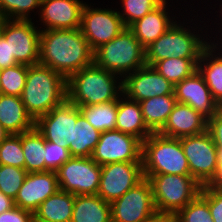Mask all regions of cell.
<instances>
[{"label": "cell", "mask_w": 222, "mask_h": 222, "mask_svg": "<svg viewBox=\"0 0 222 222\" xmlns=\"http://www.w3.org/2000/svg\"><path fill=\"white\" fill-rule=\"evenodd\" d=\"M184 25V18L183 22L176 21L162 36L145 48L146 65L153 66L157 61L170 57L200 59L202 51L210 43L212 36L208 39L207 34L200 35L198 25L193 29L192 26L190 29L189 26Z\"/></svg>", "instance_id": "obj_4"}, {"label": "cell", "mask_w": 222, "mask_h": 222, "mask_svg": "<svg viewBox=\"0 0 222 222\" xmlns=\"http://www.w3.org/2000/svg\"><path fill=\"white\" fill-rule=\"evenodd\" d=\"M208 186L222 190V176H215Z\"/></svg>", "instance_id": "obj_45"}, {"label": "cell", "mask_w": 222, "mask_h": 222, "mask_svg": "<svg viewBox=\"0 0 222 222\" xmlns=\"http://www.w3.org/2000/svg\"><path fill=\"white\" fill-rule=\"evenodd\" d=\"M58 190L56 171L27 173L14 204L34 213L43 201Z\"/></svg>", "instance_id": "obj_18"}, {"label": "cell", "mask_w": 222, "mask_h": 222, "mask_svg": "<svg viewBox=\"0 0 222 222\" xmlns=\"http://www.w3.org/2000/svg\"><path fill=\"white\" fill-rule=\"evenodd\" d=\"M208 120L191 106L177 102L159 134L171 138L197 135L207 130Z\"/></svg>", "instance_id": "obj_20"}, {"label": "cell", "mask_w": 222, "mask_h": 222, "mask_svg": "<svg viewBox=\"0 0 222 222\" xmlns=\"http://www.w3.org/2000/svg\"><path fill=\"white\" fill-rule=\"evenodd\" d=\"M33 222H48V221L34 220Z\"/></svg>", "instance_id": "obj_50"}, {"label": "cell", "mask_w": 222, "mask_h": 222, "mask_svg": "<svg viewBox=\"0 0 222 222\" xmlns=\"http://www.w3.org/2000/svg\"><path fill=\"white\" fill-rule=\"evenodd\" d=\"M28 66L17 64L0 70L1 94L21 97L27 78Z\"/></svg>", "instance_id": "obj_32"}, {"label": "cell", "mask_w": 222, "mask_h": 222, "mask_svg": "<svg viewBox=\"0 0 222 222\" xmlns=\"http://www.w3.org/2000/svg\"><path fill=\"white\" fill-rule=\"evenodd\" d=\"M167 3L164 0L158 7L129 27L144 48L155 42L176 22L175 17L177 16L175 14L174 17L172 15L170 17L171 13Z\"/></svg>", "instance_id": "obj_21"}, {"label": "cell", "mask_w": 222, "mask_h": 222, "mask_svg": "<svg viewBox=\"0 0 222 222\" xmlns=\"http://www.w3.org/2000/svg\"><path fill=\"white\" fill-rule=\"evenodd\" d=\"M21 143L24 153V169L27 173L45 172V139L34 127L21 133Z\"/></svg>", "instance_id": "obj_29"}, {"label": "cell", "mask_w": 222, "mask_h": 222, "mask_svg": "<svg viewBox=\"0 0 222 222\" xmlns=\"http://www.w3.org/2000/svg\"><path fill=\"white\" fill-rule=\"evenodd\" d=\"M13 207H15L14 200L0 191V213L9 211Z\"/></svg>", "instance_id": "obj_44"}, {"label": "cell", "mask_w": 222, "mask_h": 222, "mask_svg": "<svg viewBox=\"0 0 222 222\" xmlns=\"http://www.w3.org/2000/svg\"><path fill=\"white\" fill-rule=\"evenodd\" d=\"M94 63L123 79L146 65L145 48L134 33L125 28L117 37L102 44L94 51Z\"/></svg>", "instance_id": "obj_5"}, {"label": "cell", "mask_w": 222, "mask_h": 222, "mask_svg": "<svg viewBox=\"0 0 222 222\" xmlns=\"http://www.w3.org/2000/svg\"><path fill=\"white\" fill-rule=\"evenodd\" d=\"M110 206L111 222H144L156 211L150 181L144 178Z\"/></svg>", "instance_id": "obj_12"}, {"label": "cell", "mask_w": 222, "mask_h": 222, "mask_svg": "<svg viewBox=\"0 0 222 222\" xmlns=\"http://www.w3.org/2000/svg\"><path fill=\"white\" fill-rule=\"evenodd\" d=\"M26 175L25 169L0 164V191L15 200Z\"/></svg>", "instance_id": "obj_36"}, {"label": "cell", "mask_w": 222, "mask_h": 222, "mask_svg": "<svg viewBox=\"0 0 222 222\" xmlns=\"http://www.w3.org/2000/svg\"><path fill=\"white\" fill-rule=\"evenodd\" d=\"M91 158L101 166L114 162H142V141L116 129L101 132Z\"/></svg>", "instance_id": "obj_11"}, {"label": "cell", "mask_w": 222, "mask_h": 222, "mask_svg": "<svg viewBox=\"0 0 222 222\" xmlns=\"http://www.w3.org/2000/svg\"><path fill=\"white\" fill-rule=\"evenodd\" d=\"M199 194L207 201L213 221L222 222V190L204 185Z\"/></svg>", "instance_id": "obj_39"}, {"label": "cell", "mask_w": 222, "mask_h": 222, "mask_svg": "<svg viewBox=\"0 0 222 222\" xmlns=\"http://www.w3.org/2000/svg\"><path fill=\"white\" fill-rule=\"evenodd\" d=\"M188 160L190 176L201 186L208 185L218 170L217 148L208 130L179 138Z\"/></svg>", "instance_id": "obj_8"}, {"label": "cell", "mask_w": 222, "mask_h": 222, "mask_svg": "<svg viewBox=\"0 0 222 222\" xmlns=\"http://www.w3.org/2000/svg\"><path fill=\"white\" fill-rule=\"evenodd\" d=\"M56 173L59 190L73 195H95L98 192L101 165L91 157H71Z\"/></svg>", "instance_id": "obj_9"}, {"label": "cell", "mask_w": 222, "mask_h": 222, "mask_svg": "<svg viewBox=\"0 0 222 222\" xmlns=\"http://www.w3.org/2000/svg\"><path fill=\"white\" fill-rule=\"evenodd\" d=\"M145 125L152 133H158L165 125L177 100L175 95H163L139 102Z\"/></svg>", "instance_id": "obj_27"}, {"label": "cell", "mask_w": 222, "mask_h": 222, "mask_svg": "<svg viewBox=\"0 0 222 222\" xmlns=\"http://www.w3.org/2000/svg\"><path fill=\"white\" fill-rule=\"evenodd\" d=\"M153 188L157 211L177 214L199 193L202 186L190 175L143 174Z\"/></svg>", "instance_id": "obj_7"}, {"label": "cell", "mask_w": 222, "mask_h": 222, "mask_svg": "<svg viewBox=\"0 0 222 222\" xmlns=\"http://www.w3.org/2000/svg\"><path fill=\"white\" fill-rule=\"evenodd\" d=\"M80 114L79 107L66 99L46 115L39 117L35 121V128L46 141L54 144L64 143L68 147L71 143L73 125H76Z\"/></svg>", "instance_id": "obj_15"}, {"label": "cell", "mask_w": 222, "mask_h": 222, "mask_svg": "<svg viewBox=\"0 0 222 222\" xmlns=\"http://www.w3.org/2000/svg\"><path fill=\"white\" fill-rule=\"evenodd\" d=\"M0 164L24 169L25 159L21 134H10L0 144Z\"/></svg>", "instance_id": "obj_35"}, {"label": "cell", "mask_w": 222, "mask_h": 222, "mask_svg": "<svg viewBox=\"0 0 222 222\" xmlns=\"http://www.w3.org/2000/svg\"><path fill=\"white\" fill-rule=\"evenodd\" d=\"M220 6H222V5H220ZM219 13H221L222 14V7H221V11L219 12ZM221 17H222V15H221ZM221 21H222V19H221ZM222 29V28H221ZM221 36H222V33H221ZM222 38V37H221ZM216 39L214 38V42L212 41V43H215V42H217V43H215V44H220V45H222V40H221V42L219 41V40H216ZM219 41V42H218Z\"/></svg>", "instance_id": "obj_49"}, {"label": "cell", "mask_w": 222, "mask_h": 222, "mask_svg": "<svg viewBox=\"0 0 222 222\" xmlns=\"http://www.w3.org/2000/svg\"><path fill=\"white\" fill-rule=\"evenodd\" d=\"M207 130L211 134L217 150H222V107L208 120Z\"/></svg>", "instance_id": "obj_40"}, {"label": "cell", "mask_w": 222, "mask_h": 222, "mask_svg": "<svg viewBox=\"0 0 222 222\" xmlns=\"http://www.w3.org/2000/svg\"><path fill=\"white\" fill-rule=\"evenodd\" d=\"M82 115L86 118L91 126L100 132L116 129L117 119V100L79 107Z\"/></svg>", "instance_id": "obj_30"}, {"label": "cell", "mask_w": 222, "mask_h": 222, "mask_svg": "<svg viewBox=\"0 0 222 222\" xmlns=\"http://www.w3.org/2000/svg\"><path fill=\"white\" fill-rule=\"evenodd\" d=\"M75 195L58 190L43 201L34 212V220L48 222H70Z\"/></svg>", "instance_id": "obj_26"}, {"label": "cell", "mask_w": 222, "mask_h": 222, "mask_svg": "<svg viewBox=\"0 0 222 222\" xmlns=\"http://www.w3.org/2000/svg\"><path fill=\"white\" fill-rule=\"evenodd\" d=\"M40 35L41 28L35 26L32 20L9 19L3 31L11 56H14L18 64L26 66L39 62Z\"/></svg>", "instance_id": "obj_13"}, {"label": "cell", "mask_w": 222, "mask_h": 222, "mask_svg": "<svg viewBox=\"0 0 222 222\" xmlns=\"http://www.w3.org/2000/svg\"><path fill=\"white\" fill-rule=\"evenodd\" d=\"M91 6L86 2L83 6L80 30L90 48L95 51L102 44L117 37L126 27L115 9Z\"/></svg>", "instance_id": "obj_10"}, {"label": "cell", "mask_w": 222, "mask_h": 222, "mask_svg": "<svg viewBox=\"0 0 222 222\" xmlns=\"http://www.w3.org/2000/svg\"><path fill=\"white\" fill-rule=\"evenodd\" d=\"M40 4L41 0H0V14L10 20H32L30 13L39 12Z\"/></svg>", "instance_id": "obj_34"}, {"label": "cell", "mask_w": 222, "mask_h": 222, "mask_svg": "<svg viewBox=\"0 0 222 222\" xmlns=\"http://www.w3.org/2000/svg\"><path fill=\"white\" fill-rule=\"evenodd\" d=\"M120 78L93 63L66 79L67 100L78 107L118 100L123 94Z\"/></svg>", "instance_id": "obj_2"}, {"label": "cell", "mask_w": 222, "mask_h": 222, "mask_svg": "<svg viewBox=\"0 0 222 222\" xmlns=\"http://www.w3.org/2000/svg\"><path fill=\"white\" fill-rule=\"evenodd\" d=\"M21 99L29 115L36 121L67 99L66 78L41 64L28 66Z\"/></svg>", "instance_id": "obj_3"}, {"label": "cell", "mask_w": 222, "mask_h": 222, "mask_svg": "<svg viewBox=\"0 0 222 222\" xmlns=\"http://www.w3.org/2000/svg\"><path fill=\"white\" fill-rule=\"evenodd\" d=\"M101 132L89 124L82 113L73 125L71 143L68 146L71 157H91L100 139Z\"/></svg>", "instance_id": "obj_28"}, {"label": "cell", "mask_w": 222, "mask_h": 222, "mask_svg": "<svg viewBox=\"0 0 222 222\" xmlns=\"http://www.w3.org/2000/svg\"><path fill=\"white\" fill-rule=\"evenodd\" d=\"M218 170L215 176H222V150H217Z\"/></svg>", "instance_id": "obj_46"}, {"label": "cell", "mask_w": 222, "mask_h": 222, "mask_svg": "<svg viewBox=\"0 0 222 222\" xmlns=\"http://www.w3.org/2000/svg\"><path fill=\"white\" fill-rule=\"evenodd\" d=\"M17 61L14 56H11L9 43L2 36L0 38V70L17 65Z\"/></svg>", "instance_id": "obj_42"}, {"label": "cell", "mask_w": 222, "mask_h": 222, "mask_svg": "<svg viewBox=\"0 0 222 222\" xmlns=\"http://www.w3.org/2000/svg\"><path fill=\"white\" fill-rule=\"evenodd\" d=\"M123 94L134 101L174 95V86L152 66L144 65L122 79Z\"/></svg>", "instance_id": "obj_16"}, {"label": "cell", "mask_w": 222, "mask_h": 222, "mask_svg": "<svg viewBox=\"0 0 222 222\" xmlns=\"http://www.w3.org/2000/svg\"><path fill=\"white\" fill-rule=\"evenodd\" d=\"M116 130L133 135L142 142L152 134L144 123L140 103L124 94L117 100Z\"/></svg>", "instance_id": "obj_24"}, {"label": "cell", "mask_w": 222, "mask_h": 222, "mask_svg": "<svg viewBox=\"0 0 222 222\" xmlns=\"http://www.w3.org/2000/svg\"><path fill=\"white\" fill-rule=\"evenodd\" d=\"M143 174L190 175L179 138L152 133L142 142Z\"/></svg>", "instance_id": "obj_6"}, {"label": "cell", "mask_w": 222, "mask_h": 222, "mask_svg": "<svg viewBox=\"0 0 222 222\" xmlns=\"http://www.w3.org/2000/svg\"><path fill=\"white\" fill-rule=\"evenodd\" d=\"M174 95L177 102L188 104L207 120L220 108L198 70L174 86Z\"/></svg>", "instance_id": "obj_17"}, {"label": "cell", "mask_w": 222, "mask_h": 222, "mask_svg": "<svg viewBox=\"0 0 222 222\" xmlns=\"http://www.w3.org/2000/svg\"><path fill=\"white\" fill-rule=\"evenodd\" d=\"M8 20L9 19H7L5 16H2L0 14V38L3 36V31H4V28H5L6 22Z\"/></svg>", "instance_id": "obj_47"}, {"label": "cell", "mask_w": 222, "mask_h": 222, "mask_svg": "<svg viewBox=\"0 0 222 222\" xmlns=\"http://www.w3.org/2000/svg\"><path fill=\"white\" fill-rule=\"evenodd\" d=\"M34 213L19 208L17 206L13 207L11 210L0 213V222H33Z\"/></svg>", "instance_id": "obj_41"}, {"label": "cell", "mask_w": 222, "mask_h": 222, "mask_svg": "<svg viewBox=\"0 0 222 222\" xmlns=\"http://www.w3.org/2000/svg\"><path fill=\"white\" fill-rule=\"evenodd\" d=\"M0 123L8 134H21L35 127L21 97L0 94Z\"/></svg>", "instance_id": "obj_23"}, {"label": "cell", "mask_w": 222, "mask_h": 222, "mask_svg": "<svg viewBox=\"0 0 222 222\" xmlns=\"http://www.w3.org/2000/svg\"><path fill=\"white\" fill-rule=\"evenodd\" d=\"M200 59L168 58L157 61L152 67L173 86L197 71Z\"/></svg>", "instance_id": "obj_31"}, {"label": "cell", "mask_w": 222, "mask_h": 222, "mask_svg": "<svg viewBox=\"0 0 222 222\" xmlns=\"http://www.w3.org/2000/svg\"><path fill=\"white\" fill-rule=\"evenodd\" d=\"M220 49L222 45L212 43L210 40L201 53L197 70L203 76L213 99L222 107V50Z\"/></svg>", "instance_id": "obj_22"}, {"label": "cell", "mask_w": 222, "mask_h": 222, "mask_svg": "<svg viewBox=\"0 0 222 222\" xmlns=\"http://www.w3.org/2000/svg\"><path fill=\"white\" fill-rule=\"evenodd\" d=\"M83 0H41L40 26L46 29H79Z\"/></svg>", "instance_id": "obj_19"}, {"label": "cell", "mask_w": 222, "mask_h": 222, "mask_svg": "<svg viewBox=\"0 0 222 222\" xmlns=\"http://www.w3.org/2000/svg\"><path fill=\"white\" fill-rule=\"evenodd\" d=\"M144 222H177V216L174 213L156 210Z\"/></svg>", "instance_id": "obj_43"}, {"label": "cell", "mask_w": 222, "mask_h": 222, "mask_svg": "<svg viewBox=\"0 0 222 222\" xmlns=\"http://www.w3.org/2000/svg\"><path fill=\"white\" fill-rule=\"evenodd\" d=\"M70 222H111V206L97 194L75 195Z\"/></svg>", "instance_id": "obj_25"}, {"label": "cell", "mask_w": 222, "mask_h": 222, "mask_svg": "<svg viewBox=\"0 0 222 222\" xmlns=\"http://www.w3.org/2000/svg\"><path fill=\"white\" fill-rule=\"evenodd\" d=\"M144 179L142 162H114L101 166L97 195L106 202L123 196Z\"/></svg>", "instance_id": "obj_14"}, {"label": "cell", "mask_w": 222, "mask_h": 222, "mask_svg": "<svg viewBox=\"0 0 222 222\" xmlns=\"http://www.w3.org/2000/svg\"><path fill=\"white\" fill-rule=\"evenodd\" d=\"M163 1L164 0H121L122 13L118 11V14L122 18L125 27L129 28L134 22L158 7Z\"/></svg>", "instance_id": "obj_33"}, {"label": "cell", "mask_w": 222, "mask_h": 222, "mask_svg": "<svg viewBox=\"0 0 222 222\" xmlns=\"http://www.w3.org/2000/svg\"><path fill=\"white\" fill-rule=\"evenodd\" d=\"M9 136L8 132L4 129L0 123V144Z\"/></svg>", "instance_id": "obj_48"}, {"label": "cell", "mask_w": 222, "mask_h": 222, "mask_svg": "<svg viewBox=\"0 0 222 222\" xmlns=\"http://www.w3.org/2000/svg\"><path fill=\"white\" fill-rule=\"evenodd\" d=\"M177 222H214L207 201L198 194L177 214Z\"/></svg>", "instance_id": "obj_37"}, {"label": "cell", "mask_w": 222, "mask_h": 222, "mask_svg": "<svg viewBox=\"0 0 222 222\" xmlns=\"http://www.w3.org/2000/svg\"><path fill=\"white\" fill-rule=\"evenodd\" d=\"M45 172L56 171L71 158L68 147L64 143L54 144L45 140Z\"/></svg>", "instance_id": "obj_38"}, {"label": "cell", "mask_w": 222, "mask_h": 222, "mask_svg": "<svg viewBox=\"0 0 222 222\" xmlns=\"http://www.w3.org/2000/svg\"><path fill=\"white\" fill-rule=\"evenodd\" d=\"M94 63V51L79 29L41 30L39 62L66 79Z\"/></svg>", "instance_id": "obj_1"}]
</instances>
